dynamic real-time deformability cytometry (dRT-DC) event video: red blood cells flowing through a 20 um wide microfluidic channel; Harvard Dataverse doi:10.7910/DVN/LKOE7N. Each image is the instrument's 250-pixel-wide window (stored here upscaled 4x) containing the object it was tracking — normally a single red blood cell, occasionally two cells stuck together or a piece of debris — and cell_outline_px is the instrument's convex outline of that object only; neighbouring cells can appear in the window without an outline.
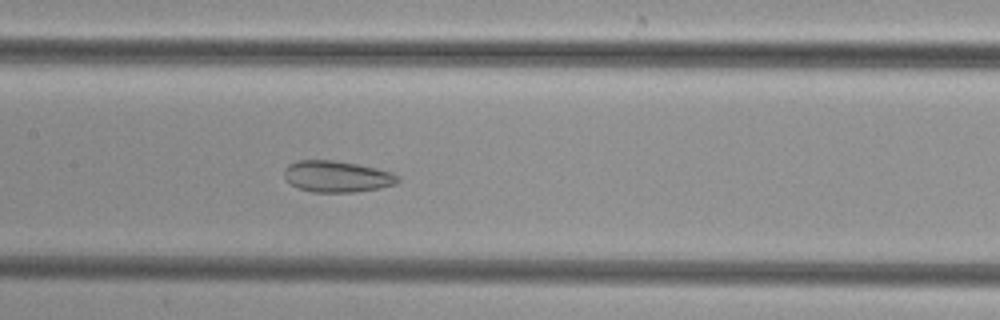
{"species": "common noctule bat (a hibernating species)", "species_latin": "Nyctalus noctula", "temperature_condition": "cold", "stored_images_in_passage": 49, "camera_frame_rate_fps": 3000, "um_per_image_px": 0.085, "animal": {"sex": "female", "body_mass_g": 29.2, "forearm_length_mm": 56.3}, "frame": {"image": 1, "passage_image": 23, "time_ms": 7.333, "image_size_px": [1000, 320], "cell_outline_px": [[400, 180], [396, 184], [380, 188], [356, 192], [312, 192], [300, 188], [292, 184], [284, 176], [284, 168], [288, 164], [296, 160], [332, 160], [356, 164], [376, 168], [392, 172], [400, 176]], "centroid_in_image_um": [28.66, 15.0], "position_along_channel_um": 178.7, "area_um2": 20.81}}
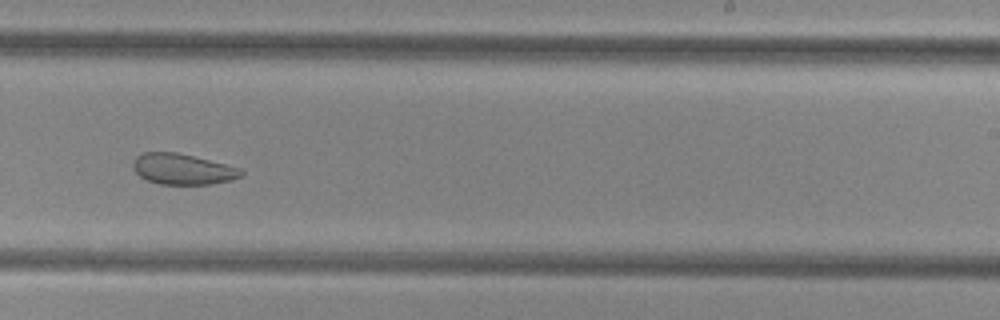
{"frame": {"image": 2, "passage_image": 30, "time_ms": 9.667, "image_size_px": [1000, 320], "cell_outline_px": [[244, 172], [240, 176], [232, 180], [208, 184], [160, 184], [148, 180], [140, 176], [132, 168], [132, 164], [136, 156], [144, 152], [176, 152], [240, 168]], "centroid_in_image_um": [15.49, 14.37], "position_along_channel_um": 273.5, "area_um2": 19.13}}
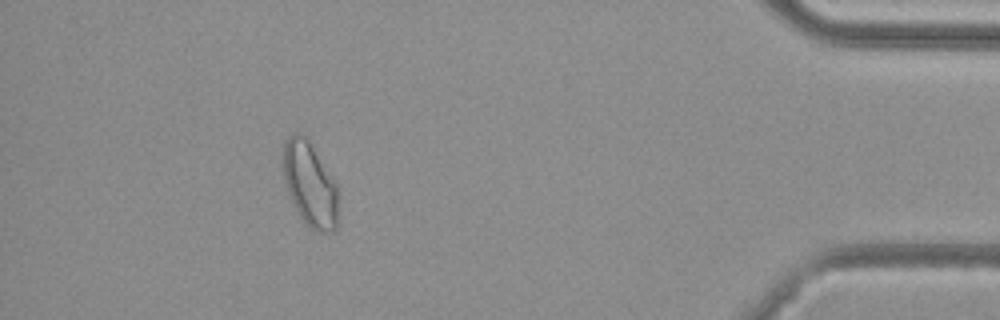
{"frame": {"image": 3, "passage_image": 44, "time_ms": 14.333, "image_size_px": [1000, 320], "cell_outline_px": [[340, 224], [332, 232], [316, 232], [304, 224], [288, 192], [284, 180], [280, 160], [280, 152], [284, 140], [288, 136], [296, 132], [300, 132], [308, 136], [340, 188]], "centroid_in_image_um": [26.38, 15.63], "position_along_channel_um": 408.8, "area_um2": 29.13}}